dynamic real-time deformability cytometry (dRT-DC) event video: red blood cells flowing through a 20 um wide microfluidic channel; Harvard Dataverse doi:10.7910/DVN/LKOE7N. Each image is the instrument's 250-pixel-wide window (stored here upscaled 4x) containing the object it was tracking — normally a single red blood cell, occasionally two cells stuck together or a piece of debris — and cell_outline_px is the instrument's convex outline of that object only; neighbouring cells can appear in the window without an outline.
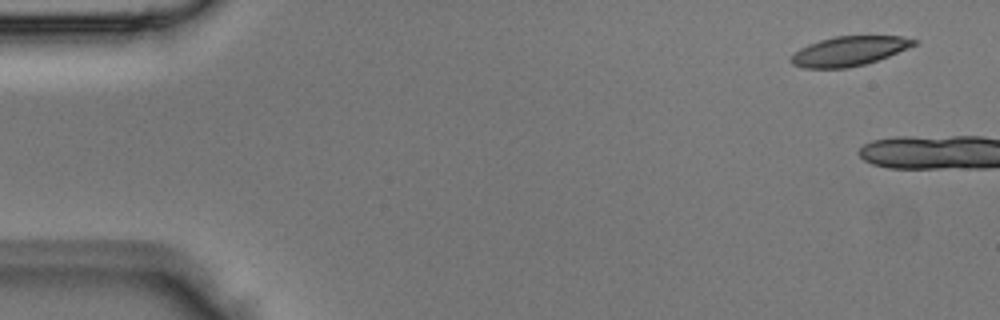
{"species": "Egyptian fruit bat (a non-hibernating species)", "species_latin": "Rousettus aegyptiacus", "temperature_condition": "room temperature", "stored_images_in_passage": 4, "segment_of_instrument_passage": [2, 2], "camera_frame_rate_fps": 3000, "um_per_image_px": 0.085, "animal": {"sex": "male"}, "frame": {"image": 1, "passage_image": 4, "time_ms": 1.0, "image_size_px": [1000, 320], "cell_outline_px": [[920, 40], [916, 44], [908, 48], [888, 56], [864, 64], [848, 68], [804, 68], [792, 64], [788, 60], [800, 48], [808, 44], [820, 40], [836, 36], [900, 36]], "centroid_in_image_um": [72.17, 4.34], "position_along_channel_um": 12.8, "area_um2": 21.04}}